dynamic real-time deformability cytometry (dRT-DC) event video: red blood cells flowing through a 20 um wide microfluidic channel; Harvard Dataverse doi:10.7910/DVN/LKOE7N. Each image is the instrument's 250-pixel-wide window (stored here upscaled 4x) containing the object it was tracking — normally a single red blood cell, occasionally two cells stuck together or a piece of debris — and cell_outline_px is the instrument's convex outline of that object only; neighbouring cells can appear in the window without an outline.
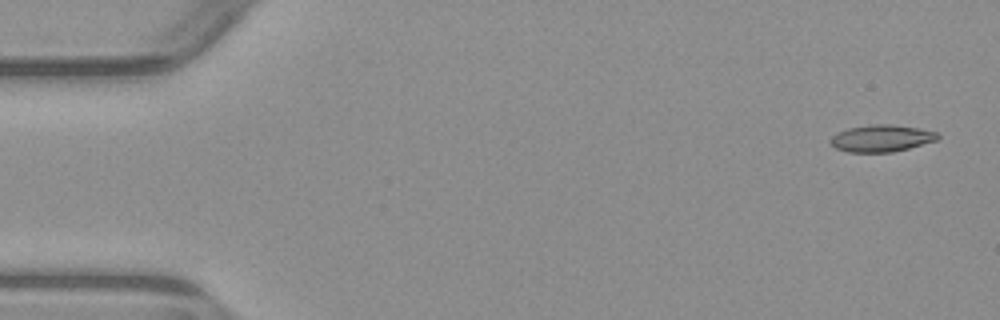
{"species": "common noctule bat (a hibernating species)", "species_latin": "Nyctalus noctula", "temperature_condition": "warm", "stored_images_in_passage": 4, "camera_frame_rate_fps": 3000, "um_per_image_px": 0.085, "animal": {"sex": "male", "body_mass_g": 23.1, "forearm_length_mm": 52.7}, "frame": {"image": 1, "passage_image": 1, "time_ms": 0.0, "image_size_px": [1000, 320], "cell_outline_px": [[940, 136], [936, 140], [908, 148], [892, 152], [848, 152], [836, 148], [828, 140], [836, 132], [848, 128], [872, 124], [892, 124], [920, 128], [936, 132]], "centroid_in_image_um": [74.89, 11.74], "position_along_channel_um": 10.1, "area_um2": 16.82}}
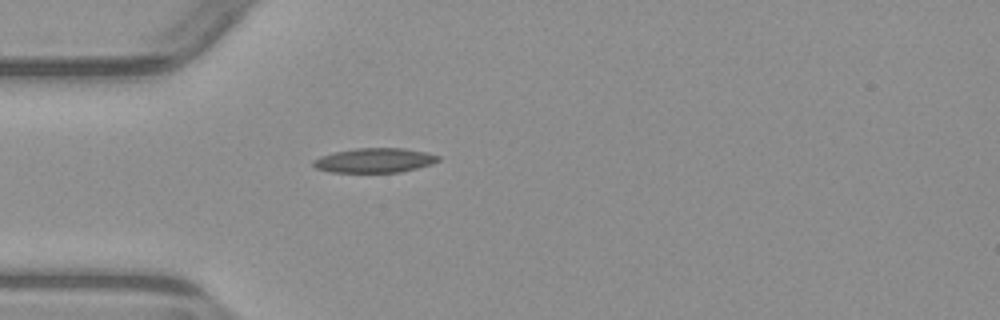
{"frame": {"image": 2, "passage_image": 4, "time_ms": 4.333, "image_size_px": [1000, 320], "cell_outline_px": [[440, 160], [432, 164], [400, 172], [332, 172], [316, 168], [312, 164], [312, 160], [320, 156], [336, 152], [356, 148], [404, 148], [424, 152], [440, 156]], "centroid_in_image_um": [31.83, 13.63], "position_along_channel_um": 53.2, "area_um2": 17.74}}